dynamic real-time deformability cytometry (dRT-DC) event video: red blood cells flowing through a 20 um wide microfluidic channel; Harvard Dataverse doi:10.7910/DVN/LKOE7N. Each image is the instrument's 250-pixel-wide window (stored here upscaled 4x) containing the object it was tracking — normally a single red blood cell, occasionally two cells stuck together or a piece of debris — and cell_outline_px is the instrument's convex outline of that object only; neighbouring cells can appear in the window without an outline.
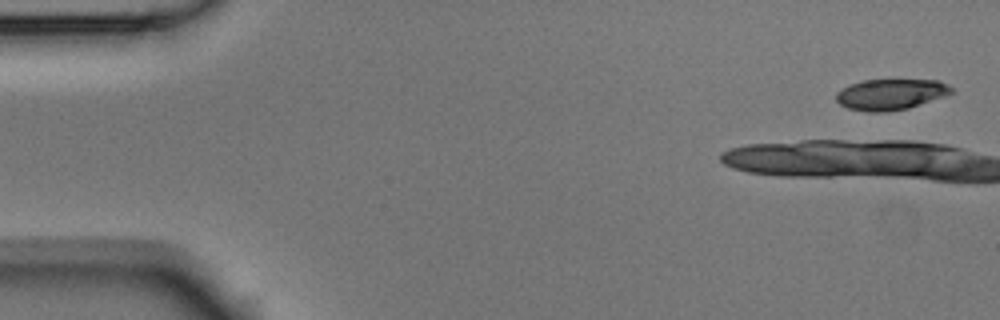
{"species": "Egyptian fruit bat (a non-hibernating species)", "species_latin": "Rousettus aegyptiacus", "temperature_condition": "room temperature", "stored_images_in_passage": 6, "camera_frame_rate_fps": 3000, "um_per_image_px": 0.085, "animal": {"sex": "male"}, "frame": {"image": 1, "passage_image": 1, "time_ms": 0.0, "image_size_px": [1000, 320], "cell_outline_px": [[956, 88], [952, 92], [944, 96], [908, 108], [888, 112], [868, 112], [848, 108], [840, 104], [836, 100], [836, 92], [848, 84], [864, 80], [940, 80]], "centroid_in_image_um": [75.71, 8.01], "position_along_channel_um": 9.3, "area_um2": 20.87}}